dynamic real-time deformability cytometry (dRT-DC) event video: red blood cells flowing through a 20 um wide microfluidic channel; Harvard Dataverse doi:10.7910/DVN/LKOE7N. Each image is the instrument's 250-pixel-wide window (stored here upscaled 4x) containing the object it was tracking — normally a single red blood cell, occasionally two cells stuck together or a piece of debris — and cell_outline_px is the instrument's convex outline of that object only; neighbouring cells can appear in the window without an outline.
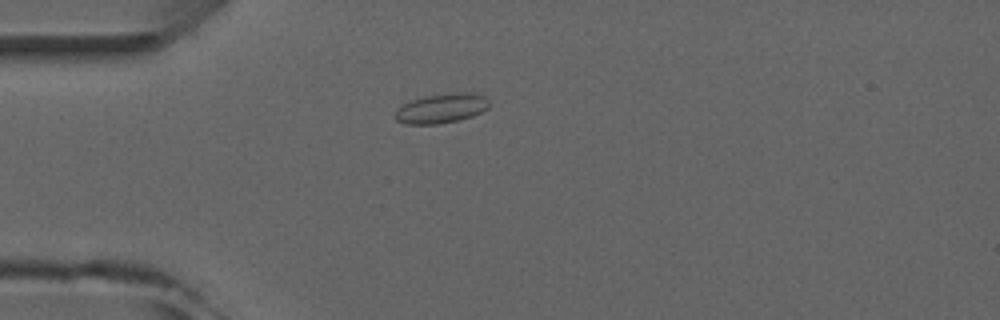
{"species": "common noctule bat (a hibernating species)", "species_latin": "Nyctalus noctula", "temperature_condition": "room temperature", "stored_images_in_passage": 1, "camera_frame_rate_fps": 3000, "um_per_image_px": 0.085, "animal": {"sex": "male", "forearm_length_mm": 52.5}, "frame": {"image": 1, "passage_image": 1, "time_ms": 0.0, "image_size_px": [1000, 320], "cell_outline_px": [[488, 108], [472, 116], [460, 120], [436, 124], [408, 124], [396, 120], [392, 116], [396, 108], [412, 100], [428, 96], [452, 92], [472, 92], [484, 96], [488, 100]], "centroid_in_image_um": [37.5, 9.21], "position_along_channel_um": 47.5, "area_um2": 16.24}}